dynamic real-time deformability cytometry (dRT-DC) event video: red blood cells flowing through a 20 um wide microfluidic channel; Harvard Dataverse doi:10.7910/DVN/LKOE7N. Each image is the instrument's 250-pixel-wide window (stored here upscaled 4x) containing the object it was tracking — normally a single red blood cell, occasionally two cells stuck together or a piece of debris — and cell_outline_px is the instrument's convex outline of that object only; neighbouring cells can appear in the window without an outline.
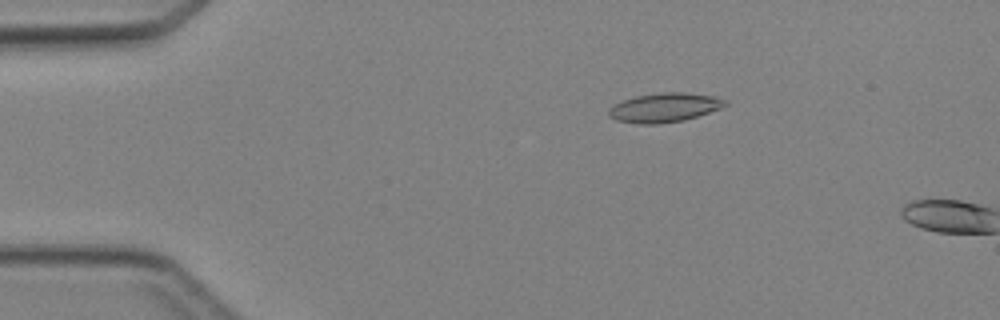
{"species": "Egyptian fruit bat (a non-hibernating species)", "species_latin": "Rousettus aegyptiacus", "temperature_condition": "cold", "stored_images_in_passage": 10, "camera_frame_rate_fps": 3000, "um_per_image_px": 0.085, "animal": {"sex": "female"}, "frame": {"image": 1, "passage_image": 9, "time_ms": 2.667, "image_size_px": [1000, 320], "cell_outline_px": [[728, 104], [720, 108], [684, 120], [656, 124], [636, 124], [616, 120], [608, 116], [608, 108], [624, 100], [636, 96], [660, 92], [684, 92], [712, 96], [728, 100]], "centroid_in_image_um": [56.46, 9.14], "position_along_channel_um": 28.5, "area_um2": 19.71}}